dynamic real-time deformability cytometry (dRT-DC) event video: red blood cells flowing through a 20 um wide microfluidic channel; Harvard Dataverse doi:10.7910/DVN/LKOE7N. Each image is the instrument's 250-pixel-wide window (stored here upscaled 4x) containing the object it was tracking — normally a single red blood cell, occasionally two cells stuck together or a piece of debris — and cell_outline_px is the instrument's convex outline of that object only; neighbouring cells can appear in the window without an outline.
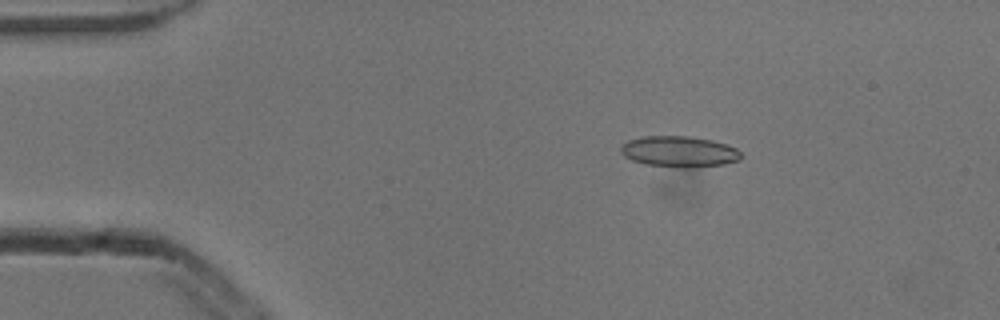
{"species": "common noctule bat (a hibernating species)", "species_latin": "Nyctalus noctula", "temperature_condition": "cold", "stored_images_in_passage": 5, "camera_frame_rate_fps": 3000, "um_per_image_px": 0.085, "animal": {"sex": "male", "body_mass_g": 13.3}, "frame": {"image": 1, "passage_image": 3, "time_ms": 0.667, "image_size_px": [1000, 320], "cell_outline_px": [[740, 160], [724, 164], [688, 168], [680, 168], [644, 164], [632, 160], [624, 156], [620, 152], [620, 148], [628, 140], [644, 136], [688, 136], [712, 140], [736, 148], [740, 152]], "centroid_in_image_um": [57.71, 12.89], "position_along_channel_um": 27.3, "area_um2": 21.68}}
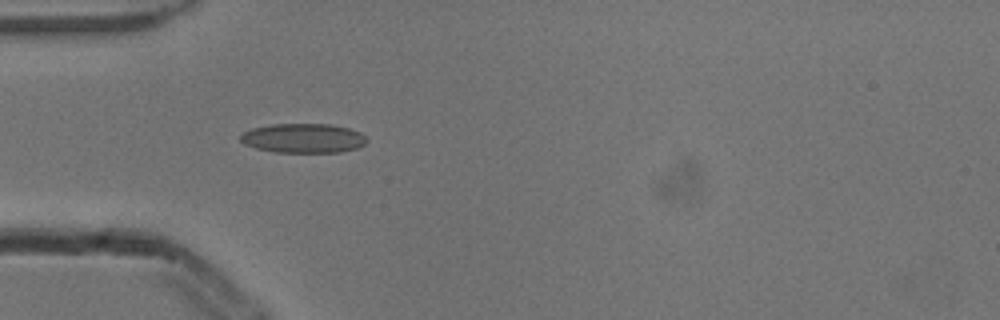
{"frame": {"image": 2, "passage_image": 5, "time_ms": 1.333, "image_size_px": [1000, 320], "cell_outline_px": [[368, 140], [364, 144], [356, 148], [340, 152], [276, 152], [256, 148], [244, 144], [240, 140], [240, 136], [244, 132], [252, 128], [272, 124], [328, 124], [348, 128], [360, 132]], "centroid_in_image_um": [25.77, 11.74], "position_along_channel_um": 59.2, "area_um2": 21.5}}